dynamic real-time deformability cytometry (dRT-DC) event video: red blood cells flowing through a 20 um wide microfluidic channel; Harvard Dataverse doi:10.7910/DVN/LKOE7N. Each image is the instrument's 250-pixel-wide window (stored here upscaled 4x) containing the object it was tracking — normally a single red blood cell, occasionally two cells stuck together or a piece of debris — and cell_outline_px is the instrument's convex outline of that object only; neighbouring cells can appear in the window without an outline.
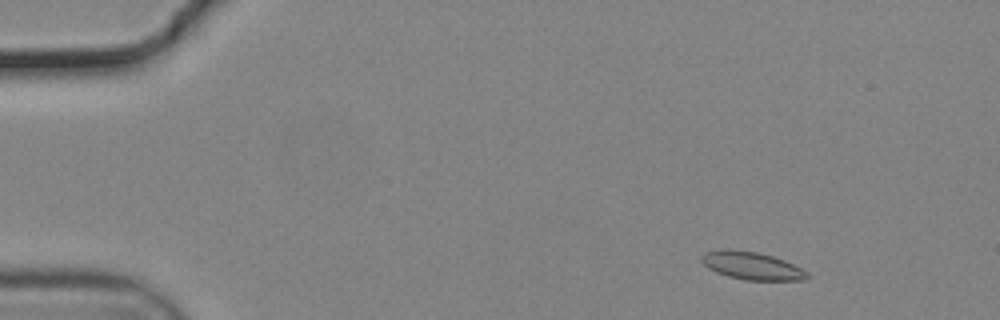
{"species": "common noctule bat (a hibernating species)", "species_latin": "Nyctalus noctula", "temperature_condition": "cold", "stored_images_in_passage": 8, "camera_frame_rate_fps": 3000, "um_per_image_px": 0.085, "animal": {"sex": "male", "body_mass_g": 19.2, "forearm_length_mm": 51.8}, "frame": {"image": 1, "passage_image": 5, "time_ms": 1.333, "image_size_px": [1000, 320], "cell_outline_px": [[812, 276], [808, 280], [748, 280], [728, 276], [716, 272], [708, 268], [700, 260], [700, 256], [704, 252], [724, 248], [728, 248], [756, 252], [772, 256], [784, 260], [808, 272]], "centroid_in_image_um": [63.9, 22.58], "position_along_channel_um": 21.1, "area_um2": 17.22}}